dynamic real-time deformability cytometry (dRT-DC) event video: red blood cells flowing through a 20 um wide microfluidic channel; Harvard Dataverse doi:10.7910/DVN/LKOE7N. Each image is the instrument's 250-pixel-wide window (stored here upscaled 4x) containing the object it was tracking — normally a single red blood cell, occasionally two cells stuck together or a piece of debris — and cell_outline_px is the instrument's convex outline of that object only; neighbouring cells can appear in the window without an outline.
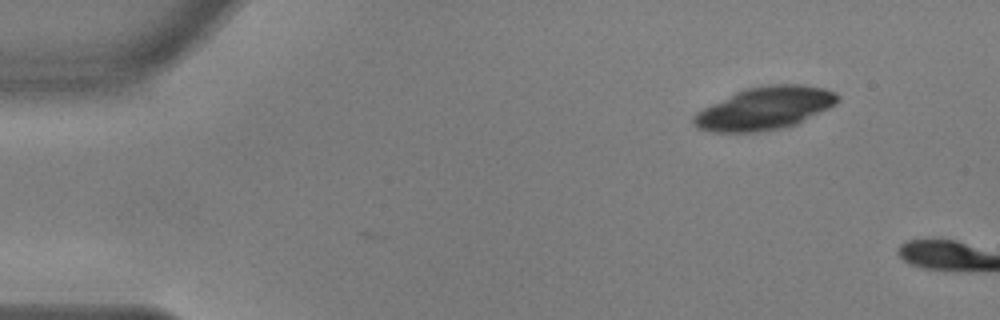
{"species": "common noctule bat (a hibernating species)", "species_latin": "Nyctalus noctula", "temperature_condition": "warm", "stored_images_in_passage": 3, "camera_frame_rate_fps": 3000, "um_per_image_px": 0.085, "animal": {"sex": "male", "body_mass_g": 17.9, "forearm_length_mm": 54.2}, "frame": {"image": 1, "passage_image": 1, "time_ms": 0.0, "image_size_px": [1000, 320], "cell_outline_px": [[840, 100], [836, 104], [788, 128], [760, 132], [712, 132], [696, 128], [692, 124], [692, 116], [696, 112], [744, 88], [768, 84], [796, 84], [824, 88], [836, 92], [840, 96]], "centroid_in_image_um": [65.0, 9.22], "position_along_channel_um": 20.0, "area_um2": 36.13}}